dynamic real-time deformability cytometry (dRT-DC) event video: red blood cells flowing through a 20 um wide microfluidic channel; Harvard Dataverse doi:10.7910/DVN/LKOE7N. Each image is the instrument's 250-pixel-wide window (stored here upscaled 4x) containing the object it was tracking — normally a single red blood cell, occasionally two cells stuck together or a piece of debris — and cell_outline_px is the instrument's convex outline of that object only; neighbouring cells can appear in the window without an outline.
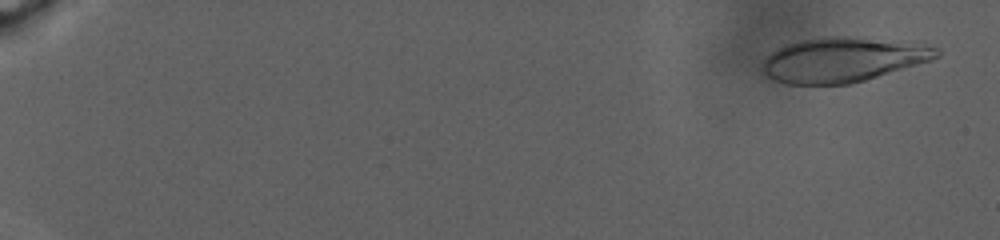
{"species": "human", "species_latin": "Homo sapiens", "temperature_condition": "warm", "stored_images_in_passage": 27, "camera_frame_rate_fps": 3000, "um_per_image_px": 0.085, "donor": {"sex": "male"}, "frame": {"image": 1, "passage_image": 2, "time_ms": 1.0, "image_size_px": [1000, 240], "cell_outline_px": [[940, 56], [932, 60], [864, 80], [848, 84], [784, 84], [768, 76], [764, 72], [764, 60], [772, 52], [788, 44], [800, 40], [824, 36], [848, 36], [936, 48], [940, 52]], "centroid_in_image_um": [71.58, 5.09], "position_along_channel_um": 13.4, "area_um2": 44.04}}
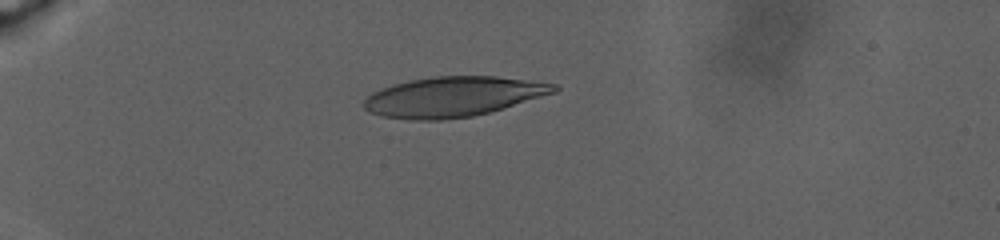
{"frame": {"image": 2, "passage_image": 19, "time_ms": 9.0, "image_size_px": [1000, 240], "cell_outline_px": [[560, 88], [556, 92], [488, 112], [472, 116], [444, 120], [408, 120], [380, 116], [368, 112], [364, 108], [364, 100], [372, 92], [380, 88], [392, 84], [408, 80], [432, 76], [496, 76], [556, 84]], "centroid_in_image_um": [38.44, 8.22], "position_along_channel_um": 46.6, "area_um2": 44.39}}
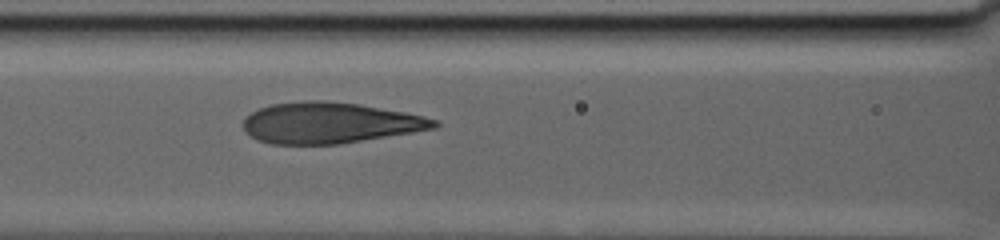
{"frame": {"image": 3, "passage_image": 27, "time_ms": 15.0, "image_size_px": [1000, 240], "cell_outline_px": [[440, 124], [436, 128], [412, 132], [336, 144], [272, 144], [260, 140], [244, 132], [244, 116], [260, 108], [272, 104], [304, 100], [324, 100], [360, 104], [404, 112], [424, 116], [436, 120]], "centroid_in_image_um": [28.01, 10.43], "position_along_channel_um": 138.6, "area_um2": 45.32}}